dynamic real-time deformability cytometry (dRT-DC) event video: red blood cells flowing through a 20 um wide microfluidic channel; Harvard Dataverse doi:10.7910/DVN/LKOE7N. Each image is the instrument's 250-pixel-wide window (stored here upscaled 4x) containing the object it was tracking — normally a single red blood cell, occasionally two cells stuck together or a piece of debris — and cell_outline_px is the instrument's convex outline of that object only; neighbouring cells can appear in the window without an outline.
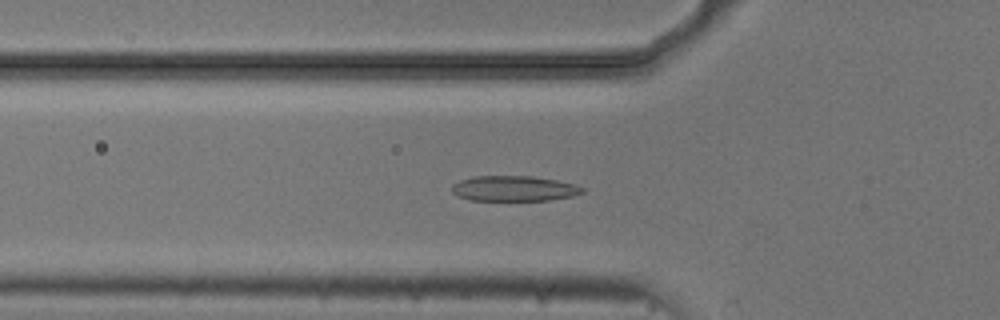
{"species": "common noctule bat (a hibernating species)", "species_latin": "Nyctalus noctula", "temperature_condition": "cold", "stored_images_in_passage": 19, "camera_frame_rate_fps": 3000, "um_per_image_px": 0.085, "animal": {"sex": "male", "body_mass_g": 20.5, "forearm_length_mm": 52.5}, "frame": {"image": 1, "passage_image": 18, "time_ms": 5.667, "image_size_px": [1000, 320], "cell_outline_px": [[584, 192], [572, 196], [548, 200], [468, 200], [456, 196], [452, 192], [452, 184], [460, 180], [476, 176], [532, 176], [556, 180], [576, 184], [584, 188]], "centroid_in_image_um": [43.67, 16.02], "position_along_channel_um": 82.1, "area_um2": 19.31}}